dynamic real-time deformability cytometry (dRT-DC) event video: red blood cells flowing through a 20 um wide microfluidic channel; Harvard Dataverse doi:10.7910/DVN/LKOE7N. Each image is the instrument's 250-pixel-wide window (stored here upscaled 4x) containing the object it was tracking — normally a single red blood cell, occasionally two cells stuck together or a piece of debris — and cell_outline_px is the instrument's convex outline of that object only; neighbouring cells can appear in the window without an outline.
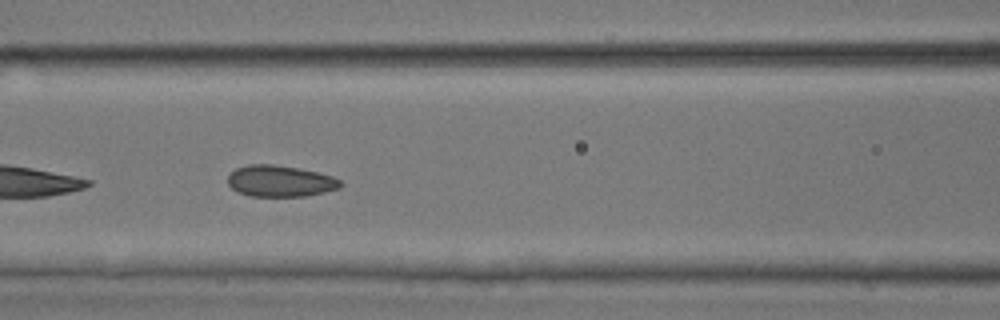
{"species": "common noctule bat (a hibernating species)", "species_latin": "Nyctalus noctula", "temperature_condition": "room temperature", "stored_images_in_passage": 49, "camera_frame_rate_fps": 3000, "um_per_image_px": 0.085, "animal": {"sex": "male", "body_mass_g": 17.9, "forearm_length_mm": 54.2}, "frame": {"image": 1, "passage_image": 22, "time_ms": 7.0, "image_size_px": [1000, 320], "cell_outline_px": [[344, 184], [340, 188], [324, 192], [304, 196], [252, 196], [236, 192], [228, 184], [228, 176], [236, 168], [248, 164], [272, 164], [296, 168], [316, 172], [332, 176], [340, 180]], "centroid_in_image_um": [23.8, 15.39], "position_along_channel_um": 142.8, "area_um2": 20.52}}
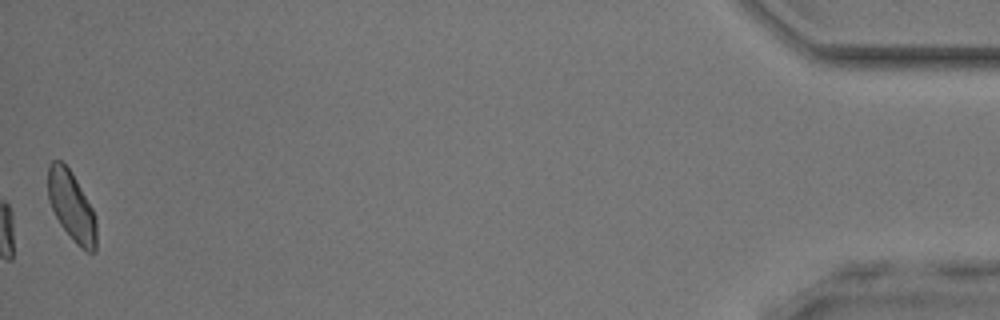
{"frame": {"image": 2, "passage_image": 49, "time_ms": 16.0, "image_size_px": [1000, 320], "cell_outline_px": [[96, 252], [88, 252], [80, 248], [76, 244], [60, 224], [48, 200], [48, 164], [52, 160], [60, 160], [72, 172], [92, 208], [96, 216]], "centroid_in_image_um": [6.09, 17.53], "position_along_channel_um": 429.1, "area_um2": 19.65}, "authors_computed_cell_mechanics": {"area_um2": 20.3456, "velocity_mm_per_s": 4.2049, "shape_relaxation_time_tau1_ms": 2.4172, "shape_relaxation_time_tau2_ms": 1.9133, "deformation_change_tau1": 0.0696, "deformation_change_tau2": 0.0652}}